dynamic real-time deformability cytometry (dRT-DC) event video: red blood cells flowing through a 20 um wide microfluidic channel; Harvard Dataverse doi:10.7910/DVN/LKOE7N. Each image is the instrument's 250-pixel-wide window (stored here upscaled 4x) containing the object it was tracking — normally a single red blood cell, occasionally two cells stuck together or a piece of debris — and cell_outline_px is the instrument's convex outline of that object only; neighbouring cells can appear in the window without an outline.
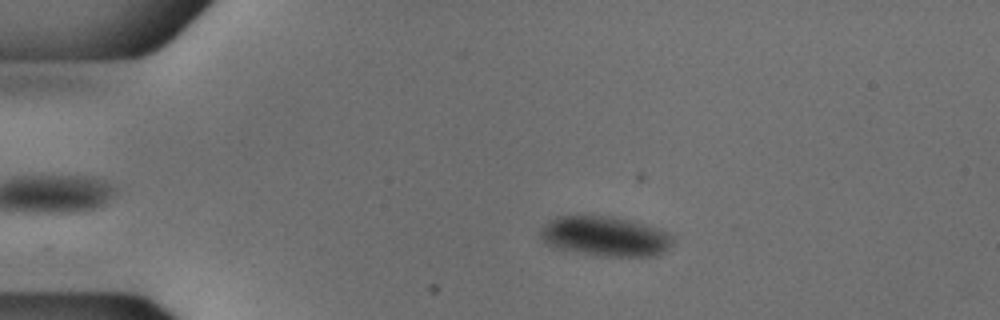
{"species": "common noctule bat (a hibernating species)", "species_latin": "Nyctalus noctula", "temperature_condition": "cold", "stored_images_in_passage": 47, "camera_frame_rate_fps": 3000, "um_per_image_px": 0.085, "animal": {"sex": "male", "body_mass_g": 18.8}, "frame": {"image": 1, "passage_image": 11, "time_ms": 3.333, "image_size_px": [1000, 320], "cell_outline_px": [[672, 244], [664, 252], [656, 256], [608, 256], [560, 248], [548, 244], [540, 236], [540, 228], [548, 220], [556, 216], [616, 216], [632, 220], [660, 228], [668, 232], [672, 236]], "centroid_in_image_um": [51.48, 20.05], "position_along_channel_um": 33.5, "area_um2": 30.63}}
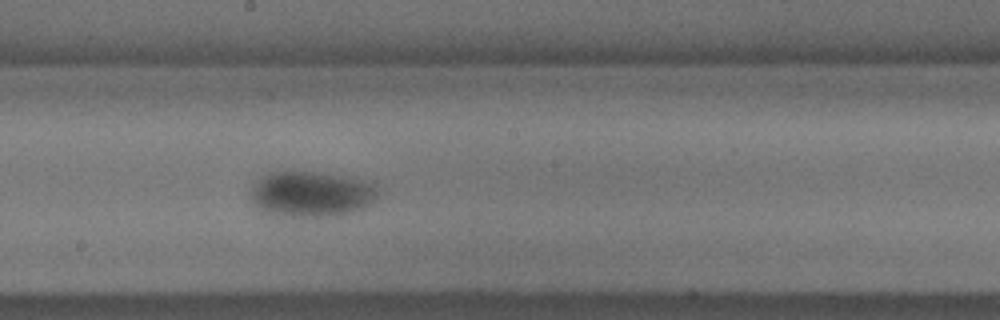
{"frame": {"image": 2, "passage_image": 30, "time_ms": 9.667, "image_size_px": [1000, 320], "cell_outline_px": [[380, 192], [364, 208], [332, 216], [276, 216], [252, 204], [252, 188], [256, 180], [268, 172], [320, 172], [352, 176], [380, 184]], "centroid_in_image_um": [26.52, 16.46], "position_along_channel_um": 221.7, "area_um2": 34.1}}
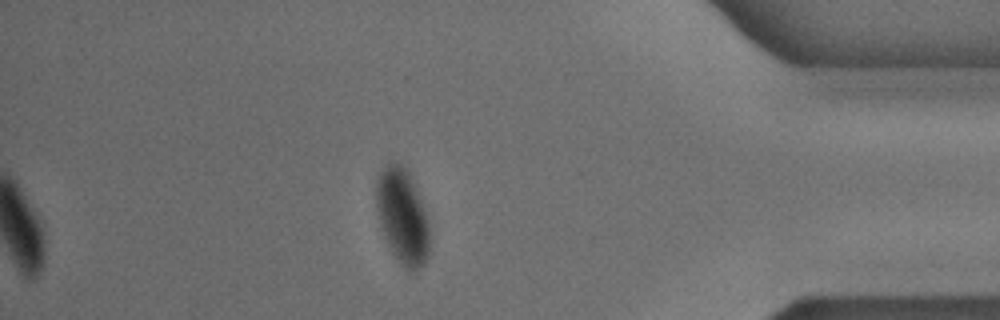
{"frame": {"image": 3, "passage_image": 47, "time_ms": 15.333, "image_size_px": [1000, 320], "cell_outline_px": [[428, 256], [424, 264], [416, 272], [408, 272], [400, 264], [392, 252], [384, 236], [380, 224], [376, 208], [376, 180], [380, 172], [388, 160], [396, 160], [408, 172], [416, 188], [424, 208], [428, 220]], "centroid_in_image_um": [34.19, 18.39], "position_along_channel_um": 401.0, "area_um2": 29.77}}